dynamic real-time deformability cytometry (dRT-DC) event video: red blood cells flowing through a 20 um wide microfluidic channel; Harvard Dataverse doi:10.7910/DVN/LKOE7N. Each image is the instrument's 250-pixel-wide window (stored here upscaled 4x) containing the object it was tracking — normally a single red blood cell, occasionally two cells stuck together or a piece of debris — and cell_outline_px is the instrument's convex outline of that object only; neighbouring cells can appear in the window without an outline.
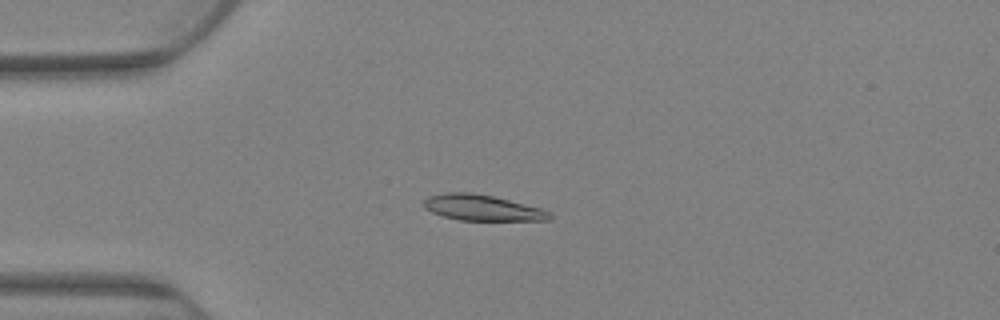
{"species": "Egyptian fruit bat (a non-hibernating species)", "species_latin": "Rousettus aegyptiacus", "temperature_condition": "warm", "stored_images_in_passage": 80, "camera_frame_rate_fps": 3000, "um_per_image_px": 0.085, "animal": {"sex": "female"}, "frame": {"image": 1, "passage_image": 21, "time_ms": 6.667, "image_size_px": [1000, 320], "cell_outline_px": [[552, 220], [460, 220], [444, 216], [432, 212], [424, 208], [420, 204], [428, 196], [444, 192], [472, 192], [492, 196], [540, 208], [552, 212]], "centroid_in_image_um": [40.95, 17.65], "position_along_channel_um": 44.0, "area_um2": 18.96}}
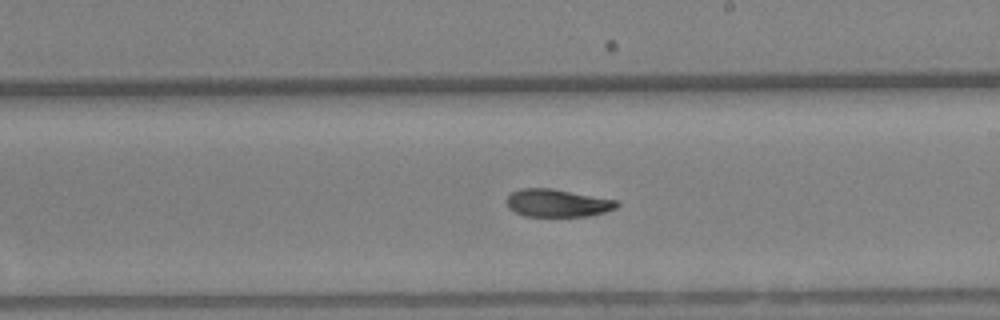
{"frame": {"image": 2, "passage_image": 47, "time_ms": 15.333, "image_size_px": [1000, 320], "cell_outline_px": [[620, 204], [616, 208], [604, 212], [588, 216], [524, 216], [508, 208], [508, 196], [512, 192], [520, 188], [552, 188], [620, 200]], "centroid_in_image_um": [47.43, 17.25], "position_along_channel_um": 241.6, "area_um2": 17.92}}
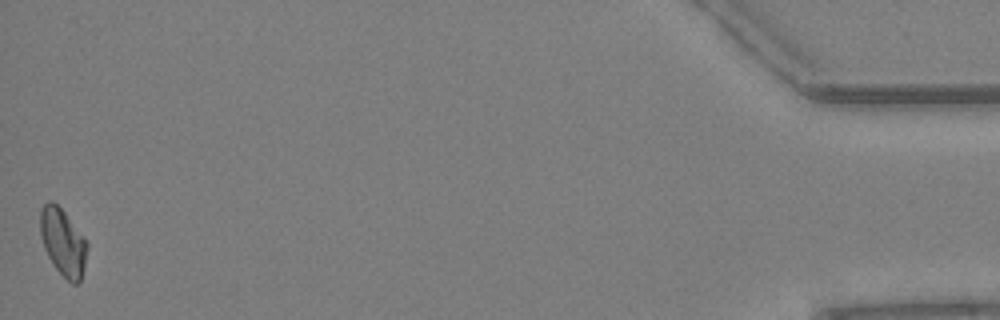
{"frame": {"image": 3, "passage_image": 80, "time_ms": 26.333, "image_size_px": [1000, 320], "cell_outline_px": [[88, 248], [84, 268], [80, 280], [76, 284], [72, 284], [56, 268], [48, 256], [44, 248], [40, 236], [40, 208], [48, 200], [52, 200], [64, 212], [84, 236], [88, 244]], "centroid_in_image_um": [5.35, 20.56], "position_along_channel_um": 429.9, "area_um2": 18.32}, "authors_computed_cell_mechanics": {"area_um2": 18.5538, "velocity_mm_per_s": 2.5549, "shape_relaxation_time_tau1_ms": 7.7724, "shape_relaxation_time_tau2_ms": 8.4455, "deformation_change_tau1": 0.1685, "deformation_change_tau2": 0.1162}}